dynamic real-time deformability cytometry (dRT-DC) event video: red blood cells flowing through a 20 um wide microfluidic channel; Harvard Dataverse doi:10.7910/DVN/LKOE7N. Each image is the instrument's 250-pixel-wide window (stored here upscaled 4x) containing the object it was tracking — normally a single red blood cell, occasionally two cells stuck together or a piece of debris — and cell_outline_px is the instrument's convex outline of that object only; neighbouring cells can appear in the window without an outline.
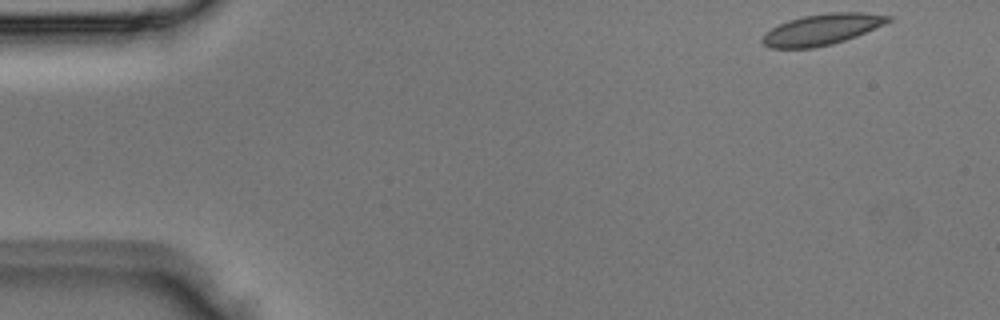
{"species": "Egyptian fruit bat (a non-hibernating species)", "species_latin": "Rousettus aegyptiacus", "temperature_condition": "room temperature", "stored_images_in_passage": 4, "camera_frame_rate_fps": 3000, "um_per_image_px": 0.085, "animal": {"sex": "male"}, "frame": {"image": 1, "passage_image": 1, "time_ms": 0.0, "image_size_px": [1000, 320], "cell_outline_px": [[892, 20], [884, 24], [856, 36], [832, 44], [812, 48], [768, 48], [760, 40], [764, 32], [788, 20], [804, 16], [832, 12], [864, 12], [892, 16]], "centroid_in_image_um": [69.84, 2.5], "position_along_channel_um": 15.2, "area_um2": 22.66}}
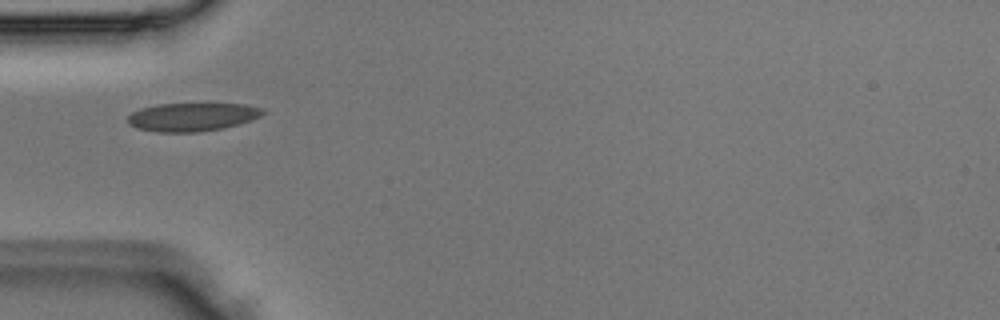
{"frame": {"image": 2, "passage_image": 4, "time_ms": 1.0, "image_size_px": [1000, 320], "cell_outline_px": [[268, 112], [252, 120], [220, 128], [200, 132], [156, 132], [136, 128], [128, 124], [128, 116], [132, 112], [140, 108], [156, 104], [244, 104], [264, 108]], "centroid_in_image_um": [16.33, 9.94], "position_along_channel_um": 68.7, "area_um2": 22.37}}